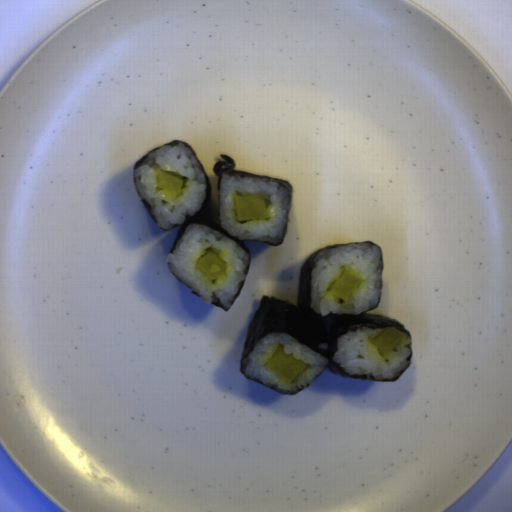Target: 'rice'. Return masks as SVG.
Instances as JSON below:
<instances>
[{"label":"rice","mask_w":512,"mask_h":512,"mask_svg":"<svg viewBox=\"0 0 512 512\" xmlns=\"http://www.w3.org/2000/svg\"><path fill=\"white\" fill-rule=\"evenodd\" d=\"M346 268L363 280L350 301L342 302L328 289ZM383 251L372 242H353L327 249L317 256L311 270V307L316 314H360L376 308L382 298Z\"/></svg>","instance_id":"2"},{"label":"rice","mask_w":512,"mask_h":512,"mask_svg":"<svg viewBox=\"0 0 512 512\" xmlns=\"http://www.w3.org/2000/svg\"><path fill=\"white\" fill-rule=\"evenodd\" d=\"M207 251H214L228 271L217 281H209L196 264ZM248 257L243 248L207 225L192 224L166 257L169 272L195 292L205 304L230 308L243 283Z\"/></svg>","instance_id":"1"},{"label":"rice","mask_w":512,"mask_h":512,"mask_svg":"<svg viewBox=\"0 0 512 512\" xmlns=\"http://www.w3.org/2000/svg\"><path fill=\"white\" fill-rule=\"evenodd\" d=\"M152 164L164 171L186 178L187 184L179 198L171 199L156 191ZM134 188L147 201L156 225L169 230L202 209L206 195V178L192 151L184 145H167L151 152L144 163L133 170Z\"/></svg>","instance_id":"3"},{"label":"rice","mask_w":512,"mask_h":512,"mask_svg":"<svg viewBox=\"0 0 512 512\" xmlns=\"http://www.w3.org/2000/svg\"><path fill=\"white\" fill-rule=\"evenodd\" d=\"M387 329L366 327L344 334L334 351L333 360L345 372L373 379H392L403 373L411 356V339L404 334L400 345L383 355L371 343Z\"/></svg>","instance_id":"5"},{"label":"rice","mask_w":512,"mask_h":512,"mask_svg":"<svg viewBox=\"0 0 512 512\" xmlns=\"http://www.w3.org/2000/svg\"><path fill=\"white\" fill-rule=\"evenodd\" d=\"M284 345L286 353L308 363V367L292 383H287L265 368L264 363L278 346ZM329 359L319 355L287 333L266 334L257 341L247 356L243 372L246 377L260 382L281 393L295 394L314 381L328 366Z\"/></svg>","instance_id":"6"},{"label":"rice","mask_w":512,"mask_h":512,"mask_svg":"<svg viewBox=\"0 0 512 512\" xmlns=\"http://www.w3.org/2000/svg\"><path fill=\"white\" fill-rule=\"evenodd\" d=\"M265 199L264 220L239 221L234 198L237 195ZM287 192L278 181L263 177H239L223 174L220 180V227L240 240L280 243L286 226Z\"/></svg>","instance_id":"4"}]
</instances>
